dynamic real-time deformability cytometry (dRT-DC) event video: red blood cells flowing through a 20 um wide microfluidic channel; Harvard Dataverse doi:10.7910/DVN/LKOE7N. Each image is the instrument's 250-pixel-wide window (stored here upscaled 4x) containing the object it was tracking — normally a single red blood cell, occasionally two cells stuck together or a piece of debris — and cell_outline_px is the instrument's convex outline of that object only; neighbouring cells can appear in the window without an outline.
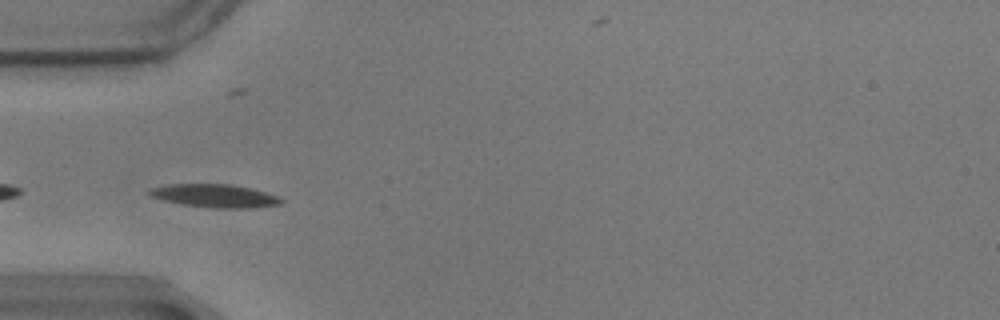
{"species": "common noctule bat (a hibernating species)", "species_latin": "Nyctalus noctula", "temperature_condition": "warm", "stored_images_in_passage": 34, "camera_frame_rate_fps": 3000, "um_per_image_px": 0.085, "animal": {"sex": "male", "body_mass_g": 17.9}, "frame": {"image": 1, "passage_image": 3, "time_ms": 0.667, "image_size_px": [1000, 320], "cell_outline_px": [[284, 200], [280, 204], [248, 208], [216, 208], [180, 204], [164, 200], [152, 196], [148, 192], [152, 188], [168, 184], [228, 184], [248, 188], [280, 196]], "centroid_in_image_um": [18.27, 16.65], "position_along_channel_um": 66.7, "area_um2": 17.51}}
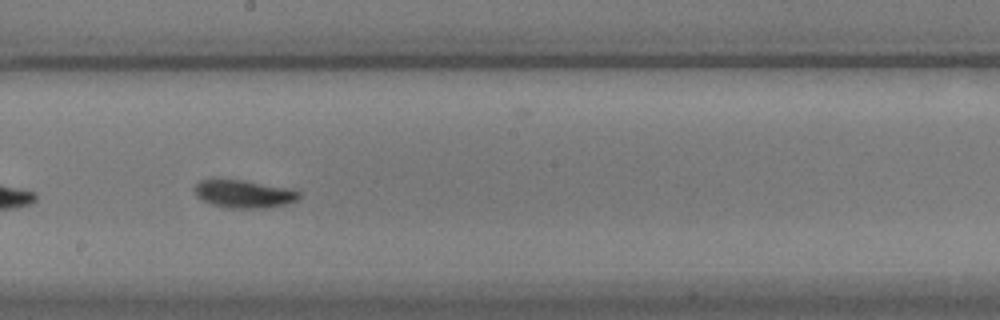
{"frame": {"image": 2, "passage_image": 17, "time_ms": 5.333, "image_size_px": [1000, 320], "cell_outline_px": [[300, 196], [296, 200], [284, 204], [264, 208], [228, 208], [212, 204], [196, 196], [196, 184], [200, 180], [212, 176], [244, 180], [292, 188], [300, 192]], "centroid_in_image_um": [20.7, 16.43], "position_along_channel_um": 227.5, "area_um2": 17.4}}
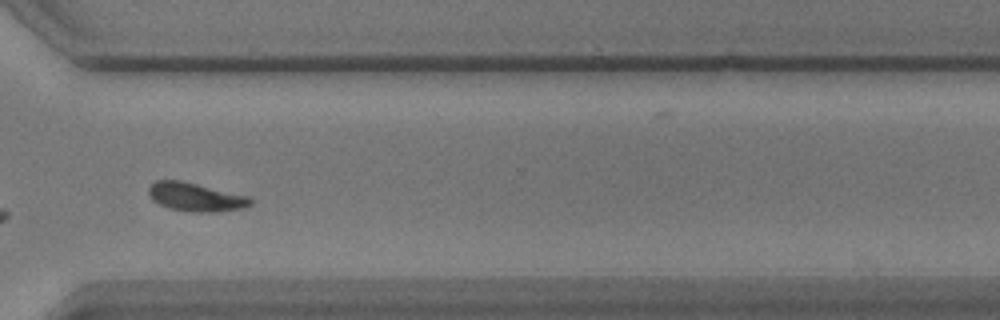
{"frame": {"image": 3, "passage_image": 28, "time_ms": 9.0, "image_size_px": [1000, 320], "cell_outline_px": [[252, 204], [244, 208], [216, 212], [192, 212], [168, 208], [160, 204], [148, 192], [148, 188], [156, 180], [180, 180], [248, 196], [252, 200]], "centroid_in_image_um": [16.66, 16.75], "position_along_channel_um": 353.9, "area_um2": 16.7}, "authors_computed_cell_mechanics": {"area_um2": 16.5597, "velocity_mm_per_s": 3.4468, "shape_relaxation_time_tau1_ms": 2.9853, "shape_relaxation_time_tau2_ms": 3.9795, "deformation_change_tau1": 0.1139, "deformation_change_tau2": 0.0853}}